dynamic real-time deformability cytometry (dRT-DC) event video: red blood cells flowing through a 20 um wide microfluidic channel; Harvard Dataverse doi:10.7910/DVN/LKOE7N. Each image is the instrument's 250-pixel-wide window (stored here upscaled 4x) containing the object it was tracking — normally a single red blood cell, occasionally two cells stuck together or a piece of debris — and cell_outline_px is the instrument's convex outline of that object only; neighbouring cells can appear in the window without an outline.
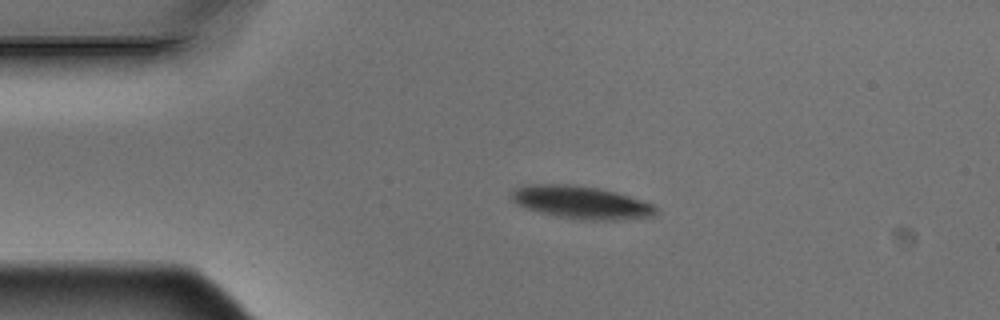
{"species": "Egyptian fruit bat (a non-hibernating species)", "species_latin": "Rousettus aegyptiacus", "temperature_condition": "warm", "stored_images_in_passage": 2, "camera_frame_rate_fps": 3000, "um_per_image_px": 0.085, "animal": {"sex": "male"}, "frame": {"image": 1, "passage_image": 1, "time_ms": 0.0, "image_size_px": [1000, 320], "cell_outline_px": [[656, 216], [616, 220], [584, 220], [556, 216], [540, 212], [528, 208], [512, 200], [512, 188], [528, 184], [572, 184], [596, 188], [616, 192], [656, 204]], "centroid_in_image_um": [49.44, 17.2], "position_along_channel_um": 35.6, "area_um2": 27.57}}